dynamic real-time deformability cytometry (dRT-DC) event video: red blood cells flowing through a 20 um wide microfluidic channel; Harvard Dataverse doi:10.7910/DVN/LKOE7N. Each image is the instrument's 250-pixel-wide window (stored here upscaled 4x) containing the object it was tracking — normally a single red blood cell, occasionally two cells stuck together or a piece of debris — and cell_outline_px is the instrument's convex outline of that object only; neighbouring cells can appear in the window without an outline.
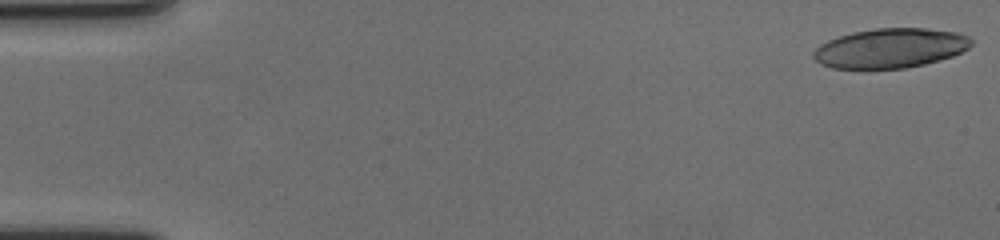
{"species": "human", "species_latin": "Homo sapiens", "temperature_condition": "cold", "stored_images_in_passage": 59, "camera_frame_rate_fps": 3000, "um_per_image_px": 0.085, "donor": {"sex": "female"}, "frame": {"image": 1, "passage_image": 1, "time_ms": 0.0, "image_size_px": [1000, 240], "cell_outline_px": [[972, 44], [968, 48], [952, 56], [924, 64], [904, 68], [832, 68], [820, 64], [812, 56], [812, 52], [820, 44], [828, 40], [852, 32], [876, 28], [928, 28], [956, 32], [968, 36], [972, 40]], "centroid_in_image_um": [75.66, 4.08], "position_along_channel_um": 9.3, "area_um2": 36.3}}
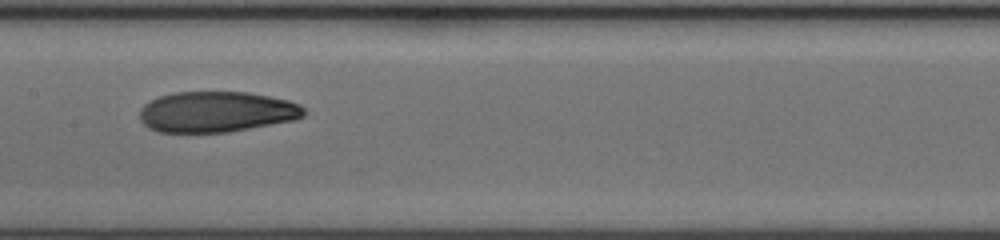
{"frame": {"image": 2, "passage_image": 30, "time_ms": 9.667, "image_size_px": [1000, 240], "cell_outline_px": [[308, 112], [304, 116], [296, 120], [228, 132], [156, 132], [148, 128], [140, 120], [140, 108], [144, 104], [160, 96], [176, 92], [248, 92], [288, 100], [300, 104]], "centroid_in_image_um": [18.43, 9.51], "position_along_channel_um": 189.0, "area_um2": 39.19}}
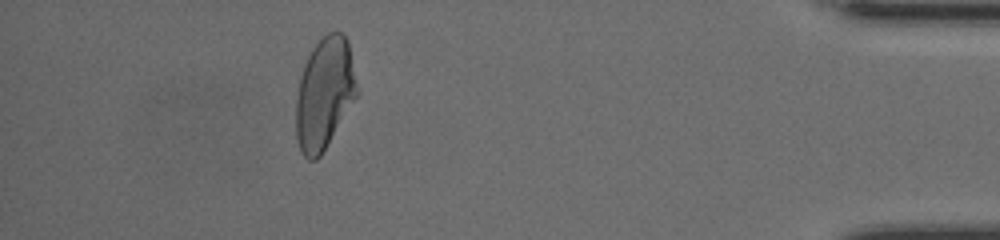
{"frame": {"image": 3, "passage_image": 53, "time_ms": 17.333, "image_size_px": [1000, 240], "cell_outline_px": [[360, 92], [320, 156], [316, 160], [308, 160], [300, 152], [296, 140], [296, 100], [300, 76], [304, 64], [312, 48], [328, 32], [340, 32], [348, 40]], "centroid_in_image_um": [27.59, 7.96], "position_along_channel_um": 407.6, "area_um2": 39.88}, "authors_computed_cell_mechanics": {"area_um2": 39.5352, "velocity_mm_per_s": 3.5371, "shape_relaxation_time_tau1_ms": 7.1863, "shape_relaxation_time_tau2_ms": 3.6375, "deformation_change_tau1": 0.2265, "deformation_change_tau2": 0.0821}}